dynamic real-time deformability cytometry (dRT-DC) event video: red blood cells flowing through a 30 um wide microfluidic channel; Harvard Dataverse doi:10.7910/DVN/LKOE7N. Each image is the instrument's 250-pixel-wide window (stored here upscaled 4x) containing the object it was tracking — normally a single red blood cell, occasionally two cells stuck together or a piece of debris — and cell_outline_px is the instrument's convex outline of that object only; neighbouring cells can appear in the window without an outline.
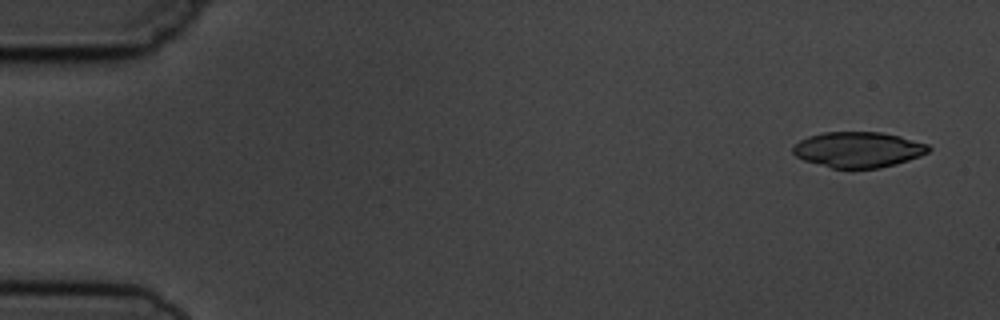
{"species": "common noctule bat (a hibernating species)", "species_latin": "Nyctalus noctula", "temperature_condition": "cold", "stored_images_in_passage": 4, "camera_frame_rate_fps": 3000, "um_per_image_px": 0.085, "animal": {"sex": "male", "body_mass_g": 19.5, "forearm_length_mm": 54.6}, "frame": {"image": 1, "passage_image": 1, "time_ms": 0.0, "image_size_px": [1000, 320], "cell_outline_px": [[932, 148], [928, 152], [920, 156], [896, 164], [880, 168], [832, 168], [804, 160], [796, 156], [792, 152], [792, 148], [800, 140], [808, 136], [824, 132], [880, 132], [900, 136], [928, 144]], "centroid_in_image_um": [72.96, 12.71], "position_along_channel_um": 12.0, "area_um2": 28.09}}